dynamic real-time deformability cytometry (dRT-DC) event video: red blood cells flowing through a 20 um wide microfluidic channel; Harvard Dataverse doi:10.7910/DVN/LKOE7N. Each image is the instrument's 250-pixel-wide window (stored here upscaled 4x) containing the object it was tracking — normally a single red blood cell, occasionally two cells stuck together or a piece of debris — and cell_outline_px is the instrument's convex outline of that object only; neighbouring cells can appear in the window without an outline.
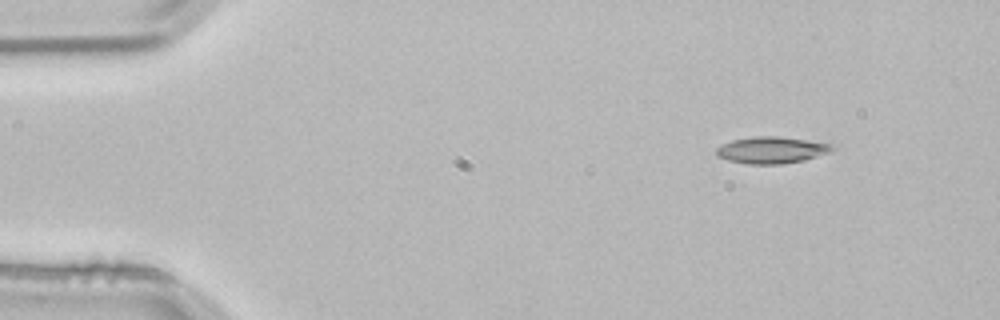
{"species": "common noctule bat (a hibernating species)", "species_latin": "Nyctalus noctula", "temperature_condition": "room temperature", "stored_images_in_passage": 48, "camera_frame_rate_fps": 3000, "um_per_image_px": 0.085, "animal": {"sex": "male", "body_mass_g": 21.5, "forearm_length_mm": 52.0}, "frame": {"image": 1, "passage_image": 1, "time_ms": 0.0, "image_size_px": [1000, 320], "cell_outline_px": [[836, 148], [832, 152], [804, 160], [780, 164], [744, 164], [728, 160], [716, 156], [716, 148], [732, 140], [752, 136], [776, 136], [836, 144]], "centroid_in_image_um": [65.62, 12.75], "position_along_channel_um": 19.4, "area_um2": 18.21}}
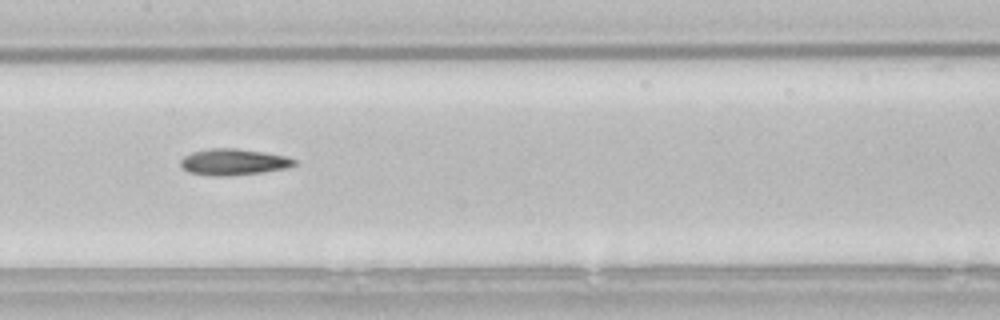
{"frame": {"image": 2, "passage_image": 21, "time_ms": 6.667, "image_size_px": [1000, 320], "cell_outline_px": [[296, 164], [284, 168], [264, 172], [228, 176], [212, 176], [188, 172], [180, 164], [180, 160], [184, 156], [192, 152], [212, 148], [236, 148], [264, 152], [288, 156], [296, 160]], "centroid_in_image_um": [19.85, 13.77], "position_along_channel_um": 187.6, "area_um2": 17.46}}
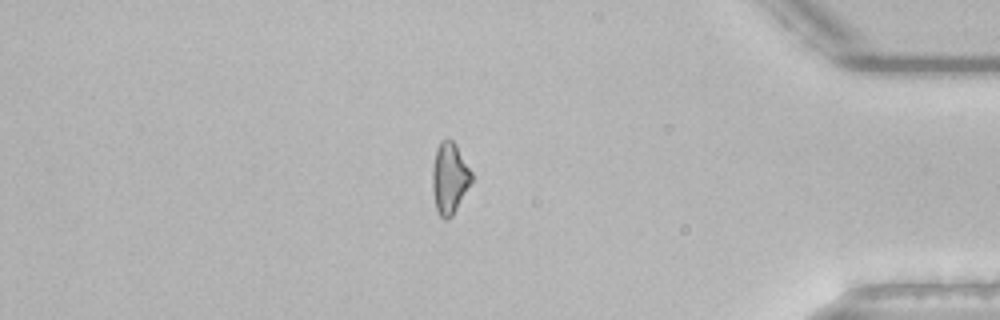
{"frame": {"image": 3, "passage_image": 40, "time_ms": 13.0, "image_size_px": [1000, 320], "cell_outline_px": [[472, 180], [452, 216], [448, 220], [444, 220], [440, 216], [436, 208], [432, 192], [432, 168], [436, 148], [440, 140], [452, 140], [456, 144], [472, 172]], "centroid_in_image_um": [38.19, 15.14], "position_along_channel_um": 397.0, "area_um2": 16.24}, "authors_computed_cell_mechanics": {"area_um2": 17.0221, "velocity_mm_per_s": 3.8583, "shape_relaxation_time_tau1_ms": 10.9219, "shape_relaxation_time_tau2_ms": null, "deformation_change_tau1": 0.24, "deformation_change_tau2": null}}